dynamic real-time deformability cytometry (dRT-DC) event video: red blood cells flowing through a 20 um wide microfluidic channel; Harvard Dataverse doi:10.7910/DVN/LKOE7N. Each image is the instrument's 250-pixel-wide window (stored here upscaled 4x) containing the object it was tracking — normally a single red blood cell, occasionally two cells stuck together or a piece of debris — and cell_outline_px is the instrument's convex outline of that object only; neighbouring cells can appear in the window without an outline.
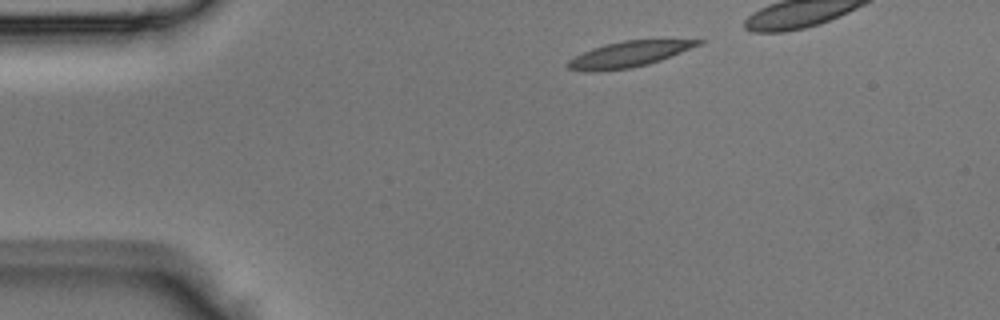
{"species": "Egyptian fruit bat (a non-hibernating species)", "species_latin": "Rousettus aegyptiacus", "temperature_condition": "room temperature", "stored_images_in_passage": 3, "camera_frame_rate_fps": 3000, "um_per_image_px": 0.085, "animal": {"sex": "male"}, "frame": {"image": 1, "passage_image": 1, "time_ms": 0.0, "image_size_px": [1000, 320], "cell_outline_px": [[704, 40], [700, 44], [660, 60], [648, 64], [632, 68], [600, 72], [588, 72], [568, 68], [568, 60], [592, 48], [604, 44], [624, 40]], "centroid_in_image_um": [53.38, 4.63], "position_along_channel_um": 31.6, "area_um2": 19.25}}